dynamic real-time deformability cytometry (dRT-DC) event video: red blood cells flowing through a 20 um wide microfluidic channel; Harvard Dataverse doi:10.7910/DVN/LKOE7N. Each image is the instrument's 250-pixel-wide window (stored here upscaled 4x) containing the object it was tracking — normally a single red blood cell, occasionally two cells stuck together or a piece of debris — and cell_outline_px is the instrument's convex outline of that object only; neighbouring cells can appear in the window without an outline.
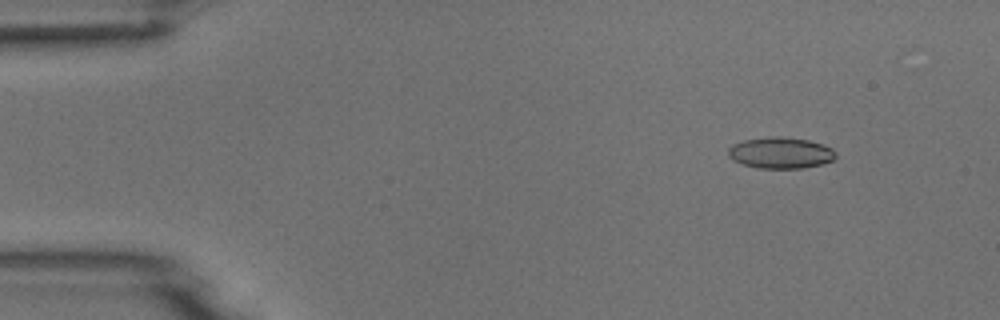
{"species": "common noctule bat (a hibernating species)", "species_latin": "Nyctalus noctula", "temperature_condition": "room temperature", "stored_images_in_passage": 4, "camera_frame_rate_fps": 3000, "um_per_image_px": 0.085, "animal": {"sex": "male", "body_mass_g": 18.8}, "frame": {"image": 1, "passage_image": 2, "time_ms": 0.333, "image_size_px": [1000, 320], "cell_outline_px": [[836, 156], [832, 160], [824, 164], [804, 168], [756, 168], [732, 160], [728, 156], [728, 148], [732, 144], [744, 140], [772, 136], [784, 136], [808, 140], [824, 144], [832, 148], [836, 152]], "centroid_in_image_um": [66.36, 12.99], "position_along_channel_um": 18.6, "area_um2": 19.83}}
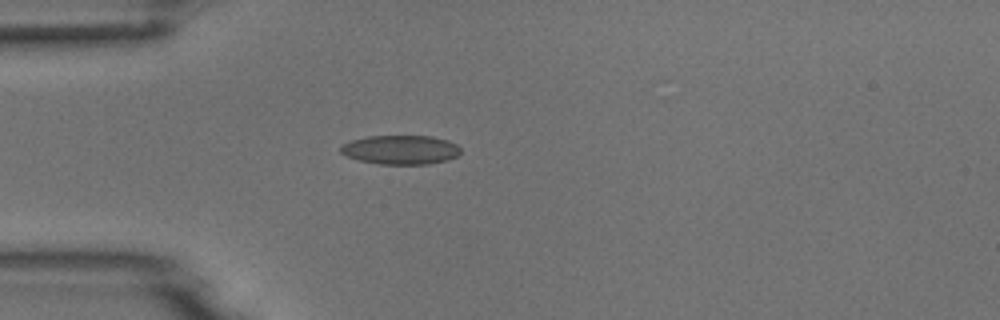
{"frame": {"image": 2, "passage_image": 4, "time_ms": 1.0, "image_size_px": [1000, 320], "cell_outline_px": [[460, 152], [456, 156], [448, 160], [428, 164], [380, 164], [360, 160], [348, 156], [340, 152], [340, 148], [344, 144], [352, 140], [368, 136], [432, 136], [448, 140], [456, 144], [460, 148]], "centroid_in_image_um": [34.08, 12.73], "position_along_channel_um": 50.9, "area_um2": 20.23}}